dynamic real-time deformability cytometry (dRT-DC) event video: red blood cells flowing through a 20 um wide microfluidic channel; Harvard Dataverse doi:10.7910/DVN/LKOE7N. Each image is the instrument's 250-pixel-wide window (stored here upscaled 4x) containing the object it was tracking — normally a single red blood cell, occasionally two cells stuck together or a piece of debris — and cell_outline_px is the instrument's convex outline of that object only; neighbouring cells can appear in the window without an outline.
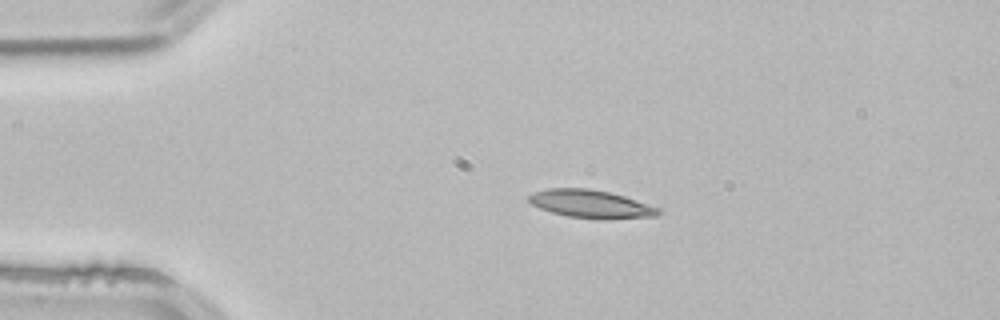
{"species": "common noctule bat (a hibernating species)", "species_latin": "Nyctalus noctula", "temperature_condition": "room temperature", "stored_images_in_passage": 2, "camera_frame_rate_fps": 3000, "um_per_image_px": 0.085, "animal": {"sex": "male", "body_mass_g": 21.5, "forearm_length_mm": 52.0}, "frame": {"image": 1, "passage_image": 1, "time_ms": 0.0, "image_size_px": [1000, 320], "cell_outline_px": [[660, 212], [656, 216], [568, 216], [552, 212], [540, 208], [532, 204], [528, 200], [528, 196], [536, 192], [548, 188], [588, 188], [608, 192], [624, 196], [660, 208]], "centroid_in_image_um": [50.14, 17.27], "position_along_channel_um": 34.9, "area_um2": 19.77}}